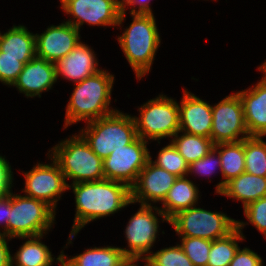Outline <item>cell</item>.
Listing matches in <instances>:
<instances>
[{"instance_id": "obj_1", "label": "cell", "mask_w": 266, "mask_h": 266, "mask_svg": "<svg viewBox=\"0 0 266 266\" xmlns=\"http://www.w3.org/2000/svg\"><path fill=\"white\" fill-rule=\"evenodd\" d=\"M75 194L76 213L67 244L91 221L110 216L132 204L131 188L118 181H100L69 184Z\"/></svg>"}, {"instance_id": "obj_2", "label": "cell", "mask_w": 266, "mask_h": 266, "mask_svg": "<svg viewBox=\"0 0 266 266\" xmlns=\"http://www.w3.org/2000/svg\"><path fill=\"white\" fill-rule=\"evenodd\" d=\"M114 78V75L102 69L74 84V91L66 106L64 129L77 122L86 120L88 123L117 111L109 107Z\"/></svg>"}, {"instance_id": "obj_3", "label": "cell", "mask_w": 266, "mask_h": 266, "mask_svg": "<svg viewBox=\"0 0 266 266\" xmlns=\"http://www.w3.org/2000/svg\"><path fill=\"white\" fill-rule=\"evenodd\" d=\"M130 15L132 23L117 39L129 65L140 80L149 73L161 39L154 14Z\"/></svg>"}, {"instance_id": "obj_4", "label": "cell", "mask_w": 266, "mask_h": 266, "mask_svg": "<svg viewBox=\"0 0 266 266\" xmlns=\"http://www.w3.org/2000/svg\"><path fill=\"white\" fill-rule=\"evenodd\" d=\"M48 152L58 163L65 179L72 180V184L105 179L103 160L80 134L62 140Z\"/></svg>"}, {"instance_id": "obj_5", "label": "cell", "mask_w": 266, "mask_h": 266, "mask_svg": "<svg viewBox=\"0 0 266 266\" xmlns=\"http://www.w3.org/2000/svg\"><path fill=\"white\" fill-rule=\"evenodd\" d=\"M79 134L102 160L112 151L124 148V145H129L138 138L133 116L118 110L88 122Z\"/></svg>"}, {"instance_id": "obj_6", "label": "cell", "mask_w": 266, "mask_h": 266, "mask_svg": "<svg viewBox=\"0 0 266 266\" xmlns=\"http://www.w3.org/2000/svg\"><path fill=\"white\" fill-rule=\"evenodd\" d=\"M55 213L46 202L11 191L8 238L48 234L54 225Z\"/></svg>"}, {"instance_id": "obj_7", "label": "cell", "mask_w": 266, "mask_h": 266, "mask_svg": "<svg viewBox=\"0 0 266 266\" xmlns=\"http://www.w3.org/2000/svg\"><path fill=\"white\" fill-rule=\"evenodd\" d=\"M140 117L134 116L137 135L144 141L172 137L180 131L179 106L177 101L159 95L139 107Z\"/></svg>"}, {"instance_id": "obj_8", "label": "cell", "mask_w": 266, "mask_h": 266, "mask_svg": "<svg viewBox=\"0 0 266 266\" xmlns=\"http://www.w3.org/2000/svg\"><path fill=\"white\" fill-rule=\"evenodd\" d=\"M180 237L210 241L222 238L237 227V221L222 212H212L196 205L176 213L168 222Z\"/></svg>"}, {"instance_id": "obj_9", "label": "cell", "mask_w": 266, "mask_h": 266, "mask_svg": "<svg viewBox=\"0 0 266 266\" xmlns=\"http://www.w3.org/2000/svg\"><path fill=\"white\" fill-rule=\"evenodd\" d=\"M140 206L139 210L129 219L125 228V237L129 248L121 249L127 258H146L151 253L150 250L159 233V219L155 214L163 218L162 222H169L157 206ZM153 210L156 211L155 214Z\"/></svg>"}, {"instance_id": "obj_10", "label": "cell", "mask_w": 266, "mask_h": 266, "mask_svg": "<svg viewBox=\"0 0 266 266\" xmlns=\"http://www.w3.org/2000/svg\"><path fill=\"white\" fill-rule=\"evenodd\" d=\"M147 142L138 137L131 144L124 145V148L112 151L103 160L105 179L122 182L131 188L150 160Z\"/></svg>"}, {"instance_id": "obj_11", "label": "cell", "mask_w": 266, "mask_h": 266, "mask_svg": "<svg viewBox=\"0 0 266 266\" xmlns=\"http://www.w3.org/2000/svg\"><path fill=\"white\" fill-rule=\"evenodd\" d=\"M61 8L73 17L67 23L80 31L86 22L96 26H119L125 20V12H121L119 0H60Z\"/></svg>"}, {"instance_id": "obj_12", "label": "cell", "mask_w": 266, "mask_h": 266, "mask_svg": "<svg viewBox=\"0 0 266 266\" xmlns=\"http://www.w3.org/2000/svg\"><path fill=\"white\" fill-rule=\"evenodd\" d=\"M248 137L243 105L237 93L226 96L218 104L212 106L210 138L214 145L238 142Z\"/></svg>"}, {"instance_id": "obj_13", "label": "cell", "mask_w": 266, "mask_h": 266, "mask_svg": "<svg viewBox=\"0 0 266 266\" xmlns=\"http://www.w3.org/2000/svg\"><path fill=\"white\" fill-rule=\"evenodd\" d=\"M53 163H38L33 168L24 172L25 187L22 190L27 197L46 202L54 210L63 192L68 190V183L58 163L48 155ZM59 198V199H58Z\"/></svg>"}, {"instance_id": "obj_14", "label": "cell", "mask_w": 266, "mask_h": 266, "mask_svg": "<svg viewBox=\"0 0 266 266\" xmlns=\"http://www.w3.org/2000/svg\"><path fill=\"white\" fill-rule=\"evenodd\" d=\"M177 178L149 160L140 171L136 183L131 187L132 204L139 202L140 205L151 206V202L162 203Z\"/></svg>"}, {"instance_id": "obj_15", "label": "cell", "mask_w": 266, "mask_h": 266, "mask_svg": "<svg viewBox=\"0 0 266 266\" xmlns=\"http://www.w3.org/2000/svg\"><path fill=\"white\" fill-rule=\"evenodd\" d=\"M79 32L65 21L48 26L43 33L35 34L36 55L55 64L81 42Z\"/></svg>"}, {"instance_id": "obj_16", "label": "cell", "mask_w": 266, "mask_h": 266, "mask_svg": "<svg viewBox=\"0 0 266 266\" xmlns=\"http://www.w3.org/2000/svg\"><path fill=\"white\" fill-rule=\"evenodd\" d=\"M57 82L55 64L35 55L24 64L12 86L26 97H41L42 92L52 89Z\"/></svg>"}, {"instance_id": "obj_17", "label": "cell", "mask_w": 266, "mask_h": 266, "mask_svg": "<svg viewBox=\"0 0 266 266\" xmlns=\"http://www.w3.org/2000/svg\"><path fill=\"white\" fill-rule=\"evenodd\" d=\"M183 93V98L180 104H178L180 131L210 138L212 130V106L187 89H184Z\"/></svg>"}, {"instance_id": "obj_18", "label": "cell", "mask_w": 266, "mask_h": 266, "mask_svg": "<svg viewBox=\"0 0 266 266\" xmlns=\"http://www.w3.org/2000/svg\"><path fill=\"white\" fill-rule=\"evenodd\" d=\"M242 102L249 136H266V78L246 90L236 92Z\"/></svg>"}, {"instance_id": "obj_19", "label": "cell", "mask_w": 266, "mask_h": 266, "mask_svg": "<svg viewBox=\"0 0 266 266\" xmlns=\"http://www.w3.org/2000/svg\"><path fill=\"white\" fill-rule=\"evenodd\" d=\"M94 51L82 42L64 58L55 63L56 79L61 76L74 83L81 82L85 78L99 72L98 61Z\"/></svg>"}, {"instance_id": "obj_20", "label": "cell", "mask_w": 266, "mask_h": 266, "mask_svg": "<svg viewBox=\"0 0 266 266\" xmlns=\"http://www.w3.org/2000/svg\"><path fill=\"white\" fill-rule=\"evenodd\" d=\"M219 194L241 201L244 208L250 202L266 196V177L241 173L226 182Z\"/></svg>"}, {"instance_id": "obj_21", "label": "cell", "mask_w": 266, "mask_h": 266, "mask_svg": "<svg viewBox=\"0 0 266 266\" xmlns=\"http://www.w3.org/2000/svg\"><path fill=\"white\" fill-rule=\"evenodd\" d=\"M198 193V187L191 180L186 176L178 177L162 202L163 206L158 208L169 220L179 211L197 205L200 195Z\"/></svg>"}, {"instance_id": "obj_22", "label": "cell", "mask_w": 266, "mask_h": 266, "mask_svg": "<svg viewBox=\"0 0 266 266\" xmlns=\"http://www.w3.org/2000/svg\"><path fill=\"white\" fill-rule=\"evenodd\" d=\"M214 148L219 152L221 160L220 171L223 180L216 185L215 192L219 194L226 182L245 172L244 140L219 143L214 145Z\"/></svg>"}, {"instance_id": "obj_23", "label": "cell", "mask_w": 266, "mask_h": 266, "mask_svg": "<svg viewBox=\"0 0 266 266\" xmlns=\"http://www.w3.org/2000/svg\"><path fill=\"white\" fill-rule=\"evenodd\" d=\"M2 56L33 58L36 55L35 34L24 25L13 26L6 33L0 32Z\"/></svg>"}, {"instance_id": "obj_24", "label": "cell", "mask_w": 266, "mask_h": 266, "mask_svg": "<svg viewBox=\"0 0 266 266\" xmlns=\"http://www.w3.org/2000/svg\"><path fill=\"white\" fill-rule=\"evenodd\" d=\"M44 235L46 234L21 237L27 241L20 246L15 255L11 256L12 266H51L55 257H52L47 245L41 242Z\"/></svg>"}, {"instance_id": "obj_25", "label": "cell", "mask_w": 266, "mask_h": 266, "mask_svg": "<svg viewBox=\"0 0 266 266\" xmlns=\"http://www.w3.org/2000/svg\"><path fill=\"white\" fill-rule=\"evenodd\" d=\"M62 258L70 266H119L127 257L121 247L107 246L88 248L71 258L62 250Z\"/></svg>"}, {"instance_id": "obj_26", "label": "cell", "mask_w": 266, "mask_h": 266, "mask_svg": "<svg viewBox=\"0 0 266 266\" xmlns=\"http://www.w3.org/2000/svg\"><path fill=\"white\" fill-rule=\"evenodd\" d=\"M246 224L237 220V227L231 233L212 241L207 266H229L240 247L238 242L245 239L241 229Z\"/></svg>"}, {"instance_id": "obj_27", "label": "cell", "mask_w": 266, "mask_h": 266, "mask_svg": "<svg viewBox=\"0 0 266 266\" xmlns=\"http://www.w3.org/2000/svg\"><path fill=\"white\" fill-rule=\"evenodd\" d=\"M181 132L182 134L178 135ZM173 137L170 141L188 164L203 158L214 148L211 138L191 135L183 131L177 132Z\"/></svg>"}, {"instance_id": "obj_28", "label": "cell", "mask_w": 266, "mask_h": 266, "mask_svg": "<svg viewBox=\"0 0 266 266\" xmlns=\"http://www.w3.org/2000/svg\"><path fill=\"white\" fill-rule=\"evenodd\" d=\"M245 172L266 177V142L261 136L244 139Z\"/></svg>"}, {"instance_id": "obj_29", "label": "cell", "mask_w": 266, "mask_h": 266, "mask_svg": "<svg viewBox=\"0 0 266 266\" xmlns=\"http://www.w3.org/2000/svg\"><path fill=\"white\" fill-rule=\"evenodd\" d=\"M150 160L156 166L167 170L177 177L188 176L189 164L178 152L172 142L159 151L155 161L152 160L151 156Z\"/></svg>"}, {"instance_id": "obj_30", "label": "cell", "mask_w": 266, "mask_h": 266, "mask_svg": "<svg viewBox=\"0 0 266 266\" xmlns=\"http://www.w3.org/2000/svg\"><path fill=\"white\" fill-rule=\"evenodd\" d=\"M143 260L145 266H194L179 244L151 252Z\"/></svg>"}, {"instance_id": "obj_31", "label": "cell", "mask_w": 266, "mask_h": 266, "mask_svg": "<svg viewBox=\"0 0 266 266\" xmlns=\"http://www.w3.org/2000/svg\"><path fill=\"white\" fill-rule=\"evenodd\" d=\"M212 241L197 237H181L179 244L194 266H207Z\"/></svg>"}, {"instance_id": "obj_32", "label": "cell", "mask_w": 266, "mask_h": 266, "mask_svg": "<svg viewBox=\"0 0 266 266\" xmlns=\"http://www.w3.org/2000/svg\"><path fill=\"white\" fill-rule=\"evenodd\" d=\"M31 60L32 58L2 56L0 51V82L12 86L22 71L24 64Z\"/></svg>"}, {"instance_id": "obj_33", "label": "cell", "mask_w": 266, "mask_h": 266, "mask_svg": "<svg viewBox=\"0 0 266 266\" xmlns=\"http://www.w3.org/2000/svg\"><path fill=\"white\" fill-rule=\"evenodd\" d=\"M246 219L266 238V196L244 207Z\"/></svg>"}, {"instance_id": "obj_34", "label": "cell", "mask_w": 266, "mask_h": 266, "mask_svg": "<svg viewBox=\"0 0 266 266\" xmlns=\"http://www.w3.org/2000/svg\"><path fill=\"white\" fill-rule=\"evenodd\" d=\"M221 169V160L219 152L212 148L210 152L203 158L198 159L189 164L188 175H192V172L199 175H210L213 174L216 169Z\"/></svg>"}, {"instance_id": "obj_35", "label": "cell", "mask_w": 266, "mask_h": 266, "mask_svg": "<svg viewBox=\"0 0 266 266\" xmlns=\"http://www.w3.org/2000/svg\"><path fill=\"white\" fill-rule=\"evenodd\" d=\"M263 260L250 248H238L229 266H263Z\"/></svg>"}, {"instance_id": "obj_36", "label": "cell", "mask_w": 266, "mask_h": 266, "mask_svg": "<svg viewBox=\"0 0 266 266\" xmlns=\"http://www.w3.org/2000/svg\"><path fill=\"white\" fill-rule=\"evenodd\" d=\"M13 172L9 161L0 155V197L11 193Z\"/></svg>"}, {"instance_id": "obj_37", "label": "cell", "mask_w": 266, "mask_h": 266, "mask_svg": "<svg viewBox=\"0 0 266 266\" xmlns=\"http://www.w3.org/2000/svg\"><path fill=\"white\" fill-rule=\"evenodd\" d=\"M149 2L150 0H119V6L121 12L125 13L127 9L126 6H131L130 14L132 13L153 14L151 7L149 6ZM136 4L138 5V7H136L137 6ZM137 8L138 10H136Z\"/></svg>"}, {"instance_id": "obj_38", "label": "cell", "mask_w": 266, "mask_h": 266, "mask_svg": "<svg viewBox=\"0 0 266 266\" xmlns=\"http://www.w3.org/2000/svg\"><path fill=\"white\" fill-rule=\"evenodd\" d=\"M10 203H11V193L5 196L0 197V225H4L2 232L0 231V235H4L8 237V221L10 215ZM3 223V224H2Z\"/></svg>"}, {"instance_id": "obj_39", "label": "cell", "mask_w": 266, "mask_h": 266, "mask_svg": "<svg viewBox=\"0 0 266 266\" xmlns=\"http://www.w3.org/2000/svg\"><path fill=\"white\" fill-rule=\"evenodd\" d=\"M7 238V239H6ZM11 238H8L4 235H0V266H10L11 265V252L9 250L7 241H10Z\"/></svg>"}, {"instance_id": "obj_40", "label": "cell", "mask_w": 266, "mask_h": 266, "mask_svg": "<svg viewBox=\"0 0 266 266\" xmlns=\"http://www.w3.org/2000/svg\"><path fill=\"white\" fill-rule=\"evenodd\" d=\"M139 260H143V258H126L119 266H139Z\"/></svg>"}, {"instance_id": "obj_41", "label": "cell", "mask_w": 266, "mask_h": 266, "mask_svg": "<svg viewBox=\"0 0 266 266\" xmlns=\"http://www.w3.org/2000/svg\"><path fill=\"white\" fill-rule=\"evenodd\" d=\"M56 261L60 262V266H70L63 258H62V251L60 255L57 256Z\"/></svg>"}, {"instance_id": "obj_42", "label": "cell", "mask_w": 266, "mask_h": 266, "mask_svg": "<svg viewBox=\"0 0 266 266\" xmlns=\"http://www.w3.org/2000/svg\"><path fill=\"white\" fill-rule=\"evenodd\" d=\"M258 69L264 72V77L266 78V61Z\"/></svg>"}]
</instances>
